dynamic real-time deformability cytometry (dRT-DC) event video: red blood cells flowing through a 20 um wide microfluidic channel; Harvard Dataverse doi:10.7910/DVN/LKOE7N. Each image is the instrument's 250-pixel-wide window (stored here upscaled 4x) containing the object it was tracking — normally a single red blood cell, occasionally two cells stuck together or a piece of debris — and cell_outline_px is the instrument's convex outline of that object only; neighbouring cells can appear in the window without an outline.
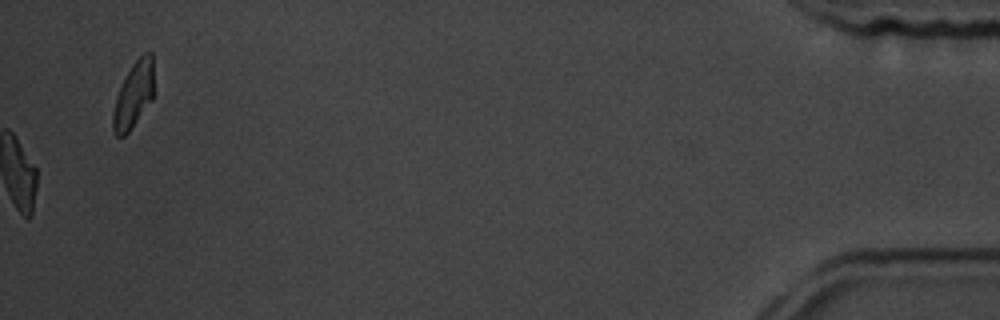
{"species": "common noctule bat (a hibernating species)", "species_latin": "Nyctalus noctula", "temperature_condition": "room temperature", "stored_images_in_passage": 59, "camera_frame_rate_fps": 3000, "um_per_image_px": 0.085, "animal": {"sex": "male", "body_mass_g": 19.5, "forearm_length_mm": 54.6}, "frame": {"image": 1, "passage_image": 59, "time_ms": 19.333, "image_size_px": [1000, 320], "cell_outline_px": [[152, 100], [128, 132], [124, 136], [116, 136], [112, 132], [112, 112], [116, 96], [132, 64], [144, 52], [152, 52]], "centroid_in_image_um": [11.32, 8.11], "position_along_channel_um": 423.9, "area_um2": 15.43}, "authors_computed_cell_mechanics": {"area_um2": 17.7446, "velocity_mm_per_s": 3.5257, "shape_relaxation_time_tau1_ms": 7.2911, "shape_relaxation_time_tau2_ms": 4.3288, "deformation_change_tau1": 0.1761, "deformation_change_tau2": 0.1179}}